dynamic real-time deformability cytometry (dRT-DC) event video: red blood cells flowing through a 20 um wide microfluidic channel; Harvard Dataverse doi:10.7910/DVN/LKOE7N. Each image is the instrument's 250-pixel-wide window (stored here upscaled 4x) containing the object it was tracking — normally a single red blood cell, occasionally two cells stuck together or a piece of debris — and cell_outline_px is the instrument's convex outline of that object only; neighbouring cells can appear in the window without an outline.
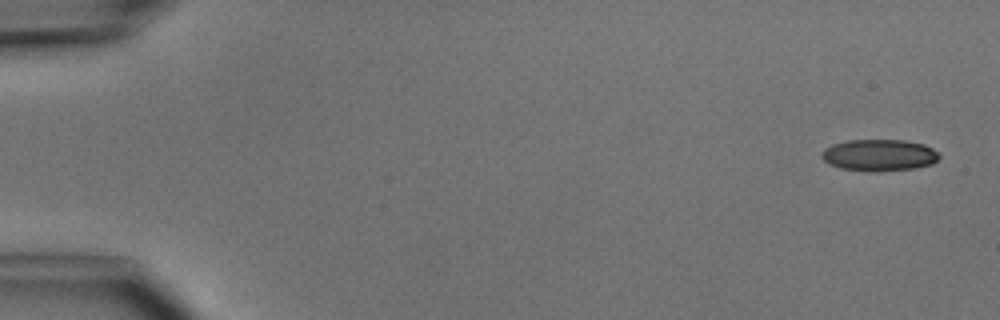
{"species": "common noctule bat (a hibernating species)", "species_latin": "Nyctalus noctula", "temperature_condition": "cold", "stored_images_in_passage": 5, "camera_frame_rate_fps": 3000, "um_per_image_px": 0.085, "animal": {"sex": "male", "body_mass_g": 15.6}, "frame": {"image": 1, "passage_image": 1, "time_ms": 0.0, "image_size_px": [1000, 320], "cell_outline_px": [[940, 156], [932, 164], [916, 168], [872, 172], [840, 168], [828, 164], [820, 156], [820, 152], [824, 148], [832, 144], [848, 140], [904, 140], [924, 144], [932, 148]], "centroid_in_image_um": [74.69, 13.19], "position_along_channel_um": 10.3, "area_um2": 21.85}}